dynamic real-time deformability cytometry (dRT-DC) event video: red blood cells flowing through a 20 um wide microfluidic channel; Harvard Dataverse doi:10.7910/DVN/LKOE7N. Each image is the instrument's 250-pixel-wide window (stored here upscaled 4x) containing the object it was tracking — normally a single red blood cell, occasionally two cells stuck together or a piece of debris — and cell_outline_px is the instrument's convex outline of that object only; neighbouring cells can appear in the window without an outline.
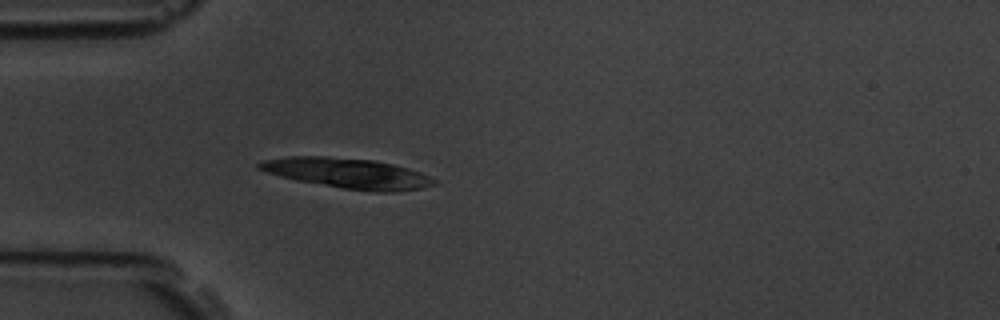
{"species": "common noctule bat (a hibernating species)", "species_latin": "Nyctalus noctula", "temperature_condition": "room temperature", "stored_images_in_passage": 4, "camera_frame_rate_fps": 3000, "um_per_image_px": 0.085, "animal": {"sex": "male", "body_mass_g": 19.5, "forearm_length_mm": 54.6}, "frame": {"image": 1, "passage_image": 4, "time_ms": 4.333, "image_size_px": [1000, 320], "cell_outline_px": [[440, 180], [436, 184], [420, 188], [396, 192], [372, 192], [344, 188], [296, 180], [280, 176], [256, 168], [256, 164], [264, 160], [288, 156], [328, 156], [372, 160], [392, 164], [408, 168], [420, 172]], "centroid_in_image_um": [29.58, 14.72], "position_along_channel_um": 55.4, "area_um2": 30.81}}